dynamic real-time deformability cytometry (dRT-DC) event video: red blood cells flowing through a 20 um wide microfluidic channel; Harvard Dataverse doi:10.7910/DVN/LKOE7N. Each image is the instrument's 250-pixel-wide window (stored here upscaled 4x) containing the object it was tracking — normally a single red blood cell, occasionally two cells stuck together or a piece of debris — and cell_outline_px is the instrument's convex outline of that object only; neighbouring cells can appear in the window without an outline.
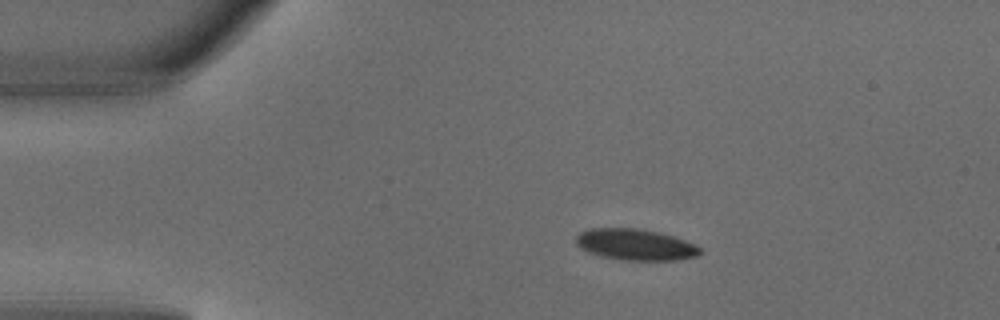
{"species": "common noctule bat (a hibernating species)", "species_latin": "Nyctalus noctula", "temperature_condition": "warm", "stored_images_in_passage": 4, "camera_frame_rate_fps": 3000, "um_per_image_px": 0.085, "animal": {"sex": "male", "body_mass_g": 18.8}, "frame": {"image": 1, "passage_image": 2, "time_ms": 0.333, "image_size_px": [1000, 320], "cell_outline_px": [[704, 252], [696, 256], [676, 260], [624, 260], [600, 256], [588, 252], [580, 248], [576, 244], [576, 236], [580, 232], [592, 228], [636, 228], [660, 232], [676, 236], [696, 244]], "centroid_in_image_um": [54.04, 20.79], "position_along_channel_um": 31.0, "area_um2": 22.83}}
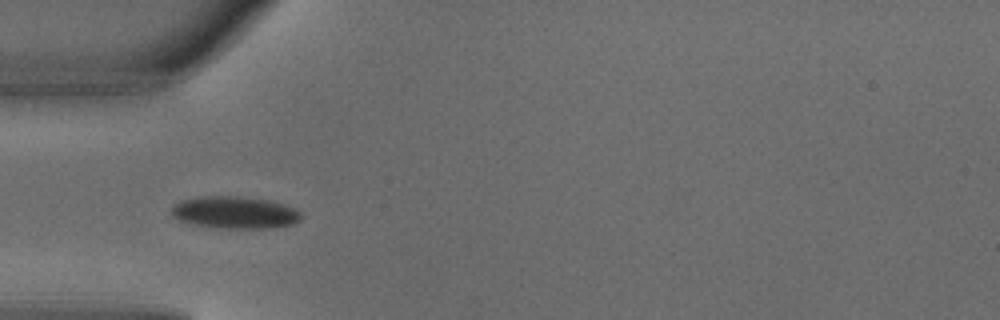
{"frame": {"image": 2, "passage_image": 3, "time_ms": 0.667, "image_size_px": [1000, 320], "cell_outline_px": [[300, 220], [292, 224], [272, 228], [216, 228], [192, 224], [176, 220], [172, 216], [172, 208], [180, 200], [204, 196], [236, 196], [272, 200], [296, 208], [300, 212]], "centroid_in_image_um": [19.95, 18.06], "position_along_channel_um": 65.0, "area_um2": 24.51}}
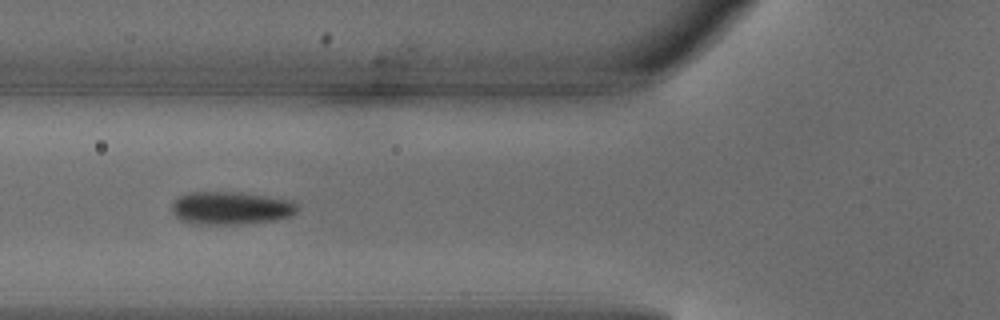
{"frame": {"image": 3, "passage_image": 4, "time_ms": 1.0, "image_size_px": [1000, 320], "cell_outline_px": [[300, 208], [292, 216], [276, 220], [236, 224], [188, 224], [180, 220], [172, 212], [172, 204], [180, 196], [188, 192], [240, 192], [296, 200], [300, 204]], "centroid_in_image_um": [19.69, 17.68], "position_along_channel_um": 106.1, "area_um2": 24.57}}